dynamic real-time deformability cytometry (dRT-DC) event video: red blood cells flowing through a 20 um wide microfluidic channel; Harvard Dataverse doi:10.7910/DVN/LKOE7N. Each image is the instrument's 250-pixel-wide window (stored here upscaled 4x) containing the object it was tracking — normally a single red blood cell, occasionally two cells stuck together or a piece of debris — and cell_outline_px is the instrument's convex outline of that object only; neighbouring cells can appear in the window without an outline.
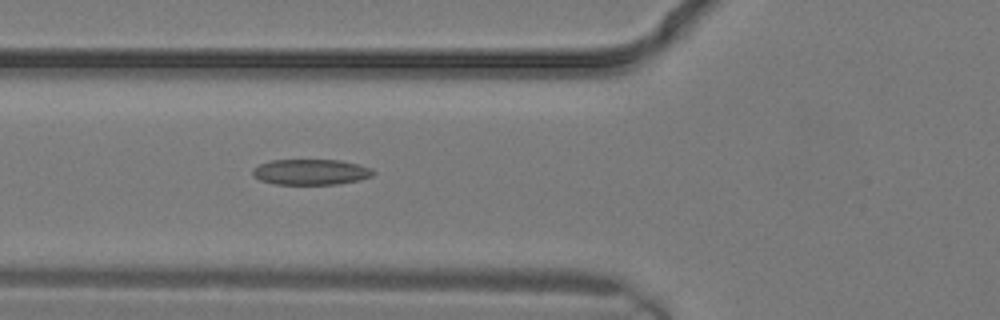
{"species": "common noctule bat (a hibernating species)", "species_latin": "Nyctalus noctula", "temperature_condition": "warm", "stored_images_in_passage": 8, "camera_frame_rate_fps": 3000, "um_per_image_px": 0.085, "animal": {"sex": "male", "body_mass_g": 19.2, "forearm_length_mm": 51.8}, "frame": {"image": 1, "passage_image": 8, "time_ms": 2.333, "image_size_px": [1000, 320], "cell_outline_px": [[376, 172], [372, 176], [360, 180], [336, 184], [276, 184], [260, 180], [252, 176], [252, 168], [260, 164], [272, 160], [340, 160], [372, 168]], "centroid_in_image_um": [26.41, 14.62], "position_along_channel_um": 99.4, "area_um2": 18.03}}